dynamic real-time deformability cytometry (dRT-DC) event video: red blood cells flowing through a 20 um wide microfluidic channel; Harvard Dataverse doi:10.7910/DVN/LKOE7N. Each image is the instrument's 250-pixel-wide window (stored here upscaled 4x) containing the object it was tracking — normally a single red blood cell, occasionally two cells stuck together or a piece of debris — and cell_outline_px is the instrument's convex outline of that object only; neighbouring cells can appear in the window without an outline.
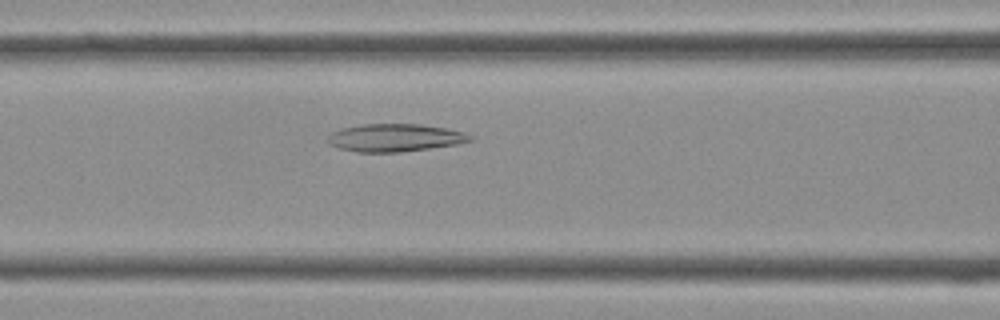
{"species": "Egyptian fruit bat (a non-hibernating species)", "species_latin": "Rousettus aegyptiacus", "temperature_condition": "cold", "stored_images_in_passage": 20, "camera_frame_rate_fps": 3000, "um_per_image_px": 0.085, "frame": {"image": 1, "passage_image": 11, "time_ms": 3.333, "image_size_px": [1000, 320], "cell_outline_px": [[476, 140], [456, 144], [400, 152], [356, 152], [340, 148], [328, 144], [328, 136], [332, 132], [340, 128], [360, 124], [420, 124], [448, 128], [464, 132], [476, 136]], "centroid_in_image_um": [33.61, 11.7], "position_along_channel_um": 133.0, "area_um2": 23.24}}
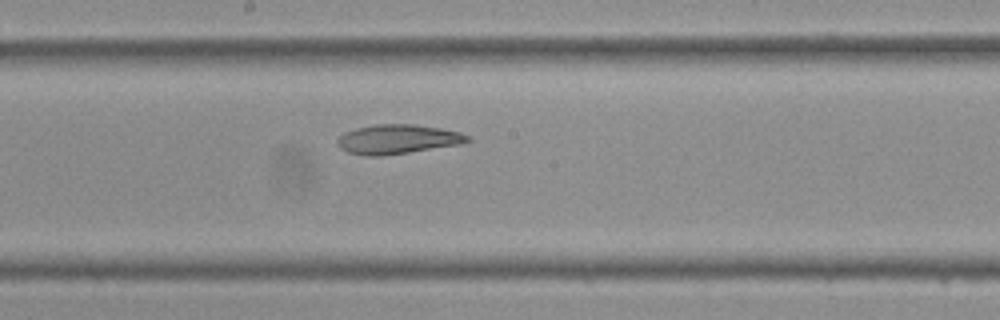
{"frame": {"image": 2, "passage_image": 16, "time_ms": 5.0, "image_size_px": [1000, 320], "cell_outline_px": [[472, 140], [464, 144], [380, 156], [364, 156], [348, 152], [340, 148], [336, 144], [336, 140], [344, 132], [356, 128], [376, 124], [412, 124], [440, 128], [460, 132], [472, 136]], "centroid_in_image_um": [33.82, 11.83], "position_along_channel_um": 214.4, "area_um2": 22.48}}
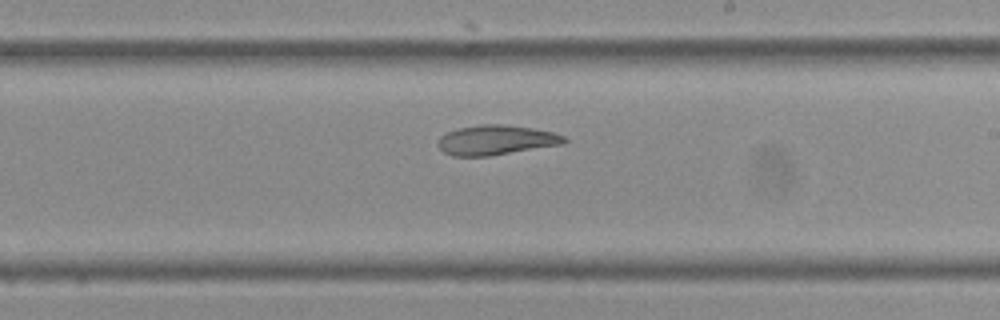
{"frame": {"image": 3, "passage_image": 18, "time_ms": 5.667, "image_size_px": [1000, 320], "cell_outline_px": [[568, 140], [564, 144], [488, 156], [452, 156], [444, 152], [436, 144], [440, 136], [448, 132], [460, 128], [480, 124], [504, 124], [532, 128], [552, 132], [564, 136]], "centroid_in_image_um": [42.16, 11.9], "position_along_channel_um": 246.8, "area_um2": 21.85}}